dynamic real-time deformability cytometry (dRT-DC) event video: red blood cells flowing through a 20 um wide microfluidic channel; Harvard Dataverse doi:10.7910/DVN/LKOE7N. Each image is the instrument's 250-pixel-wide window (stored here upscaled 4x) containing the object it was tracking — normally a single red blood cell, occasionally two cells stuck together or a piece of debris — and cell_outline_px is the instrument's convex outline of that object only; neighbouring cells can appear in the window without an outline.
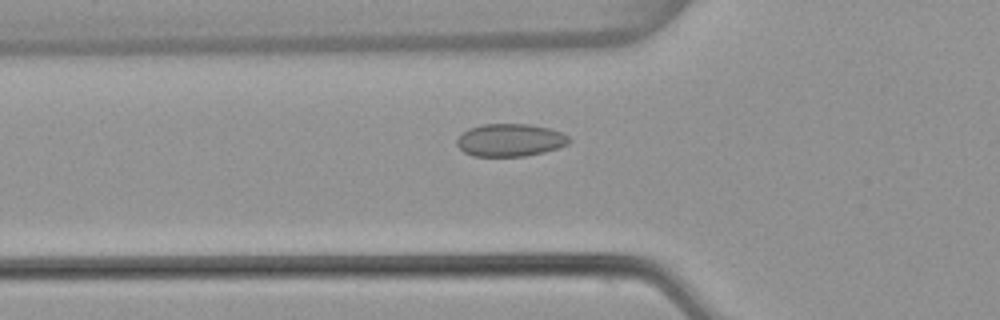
{"species": "common noctule bat (a hibernating species)", "species_latin": "Nyctalus noctula", "temperature_condition": "warm", "stored_images_in_passage": 54, "camera_frame_rate_fps": 3000, "um_per_image_px": 0.085, "animal": {"sex": "female", "body_mass_g": 22.7, "forearm_length_mm": 54.2}, "frame": {"image": 1, "passage_image": 19, "time_ms": 6.0, "image_size_px": [1000, 320], "cell_outline_px": [[572, 140], [568, 144], [560, 148], [544, 152], [524, 156], [472, 156], [464, 152], [456, 144], [456, 140], [468, 128], [484, 124], [528, 124], [548, 128], [560, 132], [568, 136]], "centroid_in_image_um": [43.37, 11.91], "position_along_channel_um": 82.4, "area_um2": 21.39}}
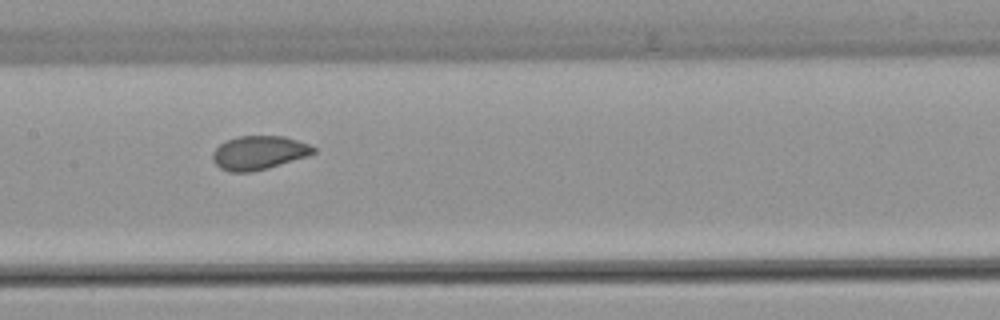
{"frame": {"image": 2, "passage_image": 27, "time_ms": 8.667, "image_size_px": [1000, 320], "cell_outline_px": [[316, 152], [308, 156], [268, 168], [252, 172], [228, 172], [220, 168], [212, 160], [212, 152], [220, 144], [228, 140], [240, 136], [284, 136], [308, 144], [316, 148]], "centroid_in_image_um": [22.0, 12.99], "position_along_channel_um": 185.4, "area_um2": 19.83}}
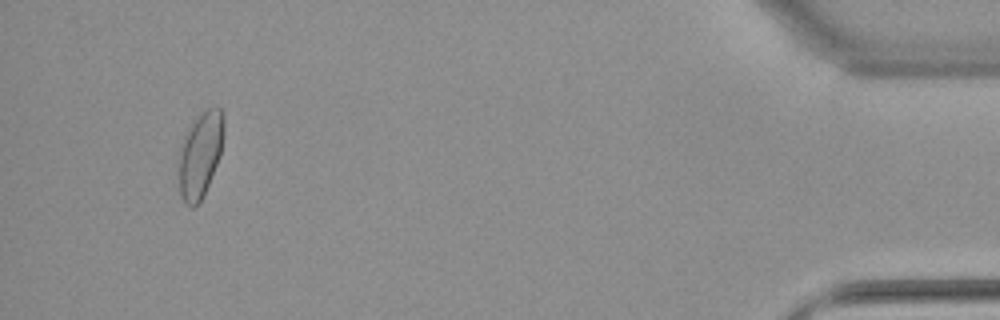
{"frame": {"image": 3, "passage_image": 51, "time_ms": 16.667, "image_size_px": [1000, 320], "cell_outline_px": [[224, 132], [220, 156], [208, 184], [196, 208], [192, 208], [184, 204], [180, 196], [176, 160], [184, 136], [188, 128], [200, 112], [208, 108], [220, 108], [224, 116]], "centroid_in_image_um": [16.97, 13.17], "position_along_channel_um": 418.2, "area_um2": 23.0}, "authors_computed_cell_mechanics": {"area_um2": 20.9814, "velocity_mm_per_s": 3.8256, "shape_relaxation_time_tau1_ms": 9.9974, "shape_relaxation_time_tau2_ms": null, "deformation_change_tau1": 0.141, "deformation_change_tau2": null}}